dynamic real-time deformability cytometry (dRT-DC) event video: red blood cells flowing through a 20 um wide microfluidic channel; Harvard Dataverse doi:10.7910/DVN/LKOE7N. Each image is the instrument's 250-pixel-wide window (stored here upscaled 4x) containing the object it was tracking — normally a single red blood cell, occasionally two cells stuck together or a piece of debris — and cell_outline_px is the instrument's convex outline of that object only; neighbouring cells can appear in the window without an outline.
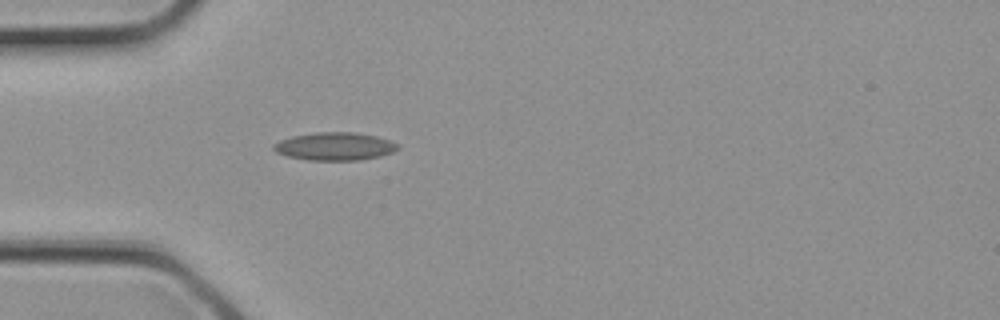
{"species": "common noctule bat (a hibernating species)", "species_latin": "Nyctalus noctula", "temperature_condition": "cold", "stored_images_in_passage": 3, "camera_frame_rate_fps": 3000, "um_per_image_px": 0.085, "animal": {"sex": "female", "body_mass_g": 21.9}, "frame": {"image": 1, "passage_image": 3, "time_ms": 0.667, "image_size_px": [1000, 320], "cell_outline_px": [[400, 148], [392, 152], [380, 156], [356, 160], [308, 160], [288, 156], [276, 152], [272, 148], [272, 144], [280, 140], [292, 136], [316, 132], [352, 132], [376, 136], [400, 144]], "centroid_in_image_um": [28.44, 12.43], "position_along_channel_um": 56.6, "area_um2": 20.17}}